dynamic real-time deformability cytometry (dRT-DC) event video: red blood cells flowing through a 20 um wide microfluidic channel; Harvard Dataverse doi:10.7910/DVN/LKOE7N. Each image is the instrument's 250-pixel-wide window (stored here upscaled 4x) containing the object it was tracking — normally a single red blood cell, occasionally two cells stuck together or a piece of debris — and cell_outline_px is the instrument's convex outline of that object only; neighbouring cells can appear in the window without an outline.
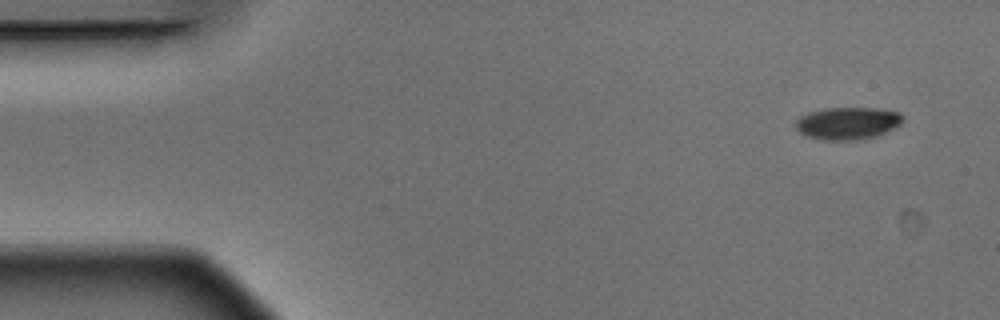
{"species": "Egyptian fruit bat (a non-hibernating species)", "species_latin": "Rousettus aegyptiacus", "temperature_condition": "warm", "stored_images_in_passage": 5, "camera_frame_rate_fps": 3000, "um_per_image_px": 0.085, "animal": {"sex": "male"}, "frame": {"image": 1, "passage_image": 1, "time_ms": 0.0, "image_size_px": [1000, 320], "cell_outline_px": [[904, 120], [900, 124], [876, 136], [852, 140], [824, 140], [808, 136], [800, 132], [796, 128], [796, 120], [800, 116], [808, 112], [824, 108], [876, 108], [900, 112], [904, 116]], "centroid_in_image_um": [72.05, 10.46], "position_along_channel_um": 13.0, "area_um2": 20.11}}
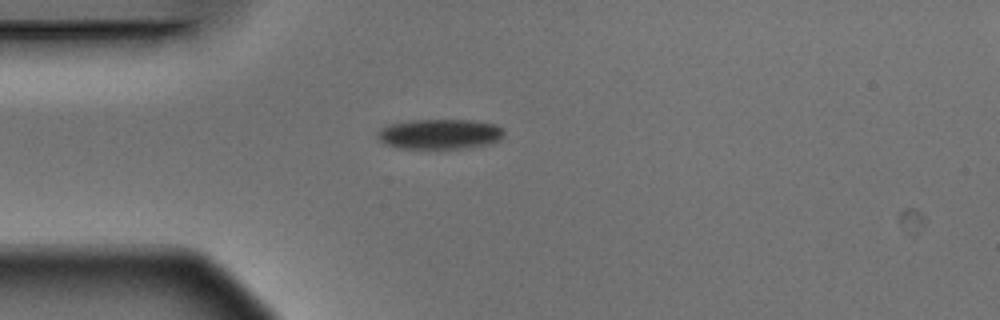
{"frame": {"image": 2, "passage_image": 4, "time_ms": 1.0, "image_size_px": [1000, 320], "cell_outline_px": [[504, 136], [500, 140], [492, 144], [464, 148], [396, 148], [384, 144], [376, 136], [376, 132], [380, 128], [388, 124], [412, 120], [472, 120], [496, 124], [504, 128]], "centroid_in_image_um": [37.39, 11.39], "position_along_channel_um": 47.6, "area_um2": 22.54}}